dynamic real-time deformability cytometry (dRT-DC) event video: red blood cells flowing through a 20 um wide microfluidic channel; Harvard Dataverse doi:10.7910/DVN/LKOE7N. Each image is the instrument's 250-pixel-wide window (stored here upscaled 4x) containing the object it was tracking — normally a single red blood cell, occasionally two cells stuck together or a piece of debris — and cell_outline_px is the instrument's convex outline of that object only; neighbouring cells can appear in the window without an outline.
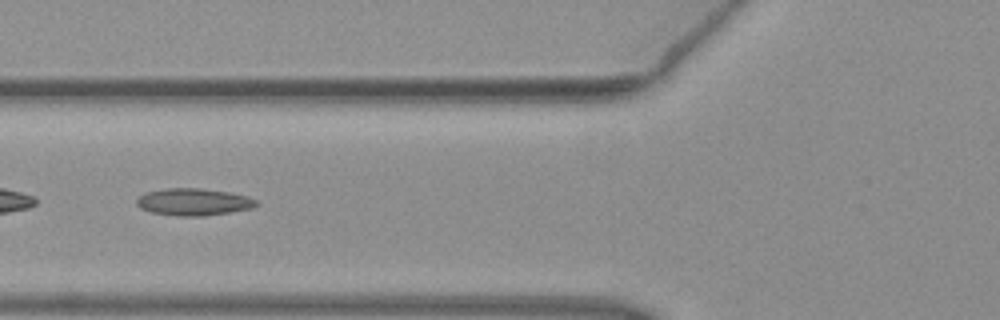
{"species": "common noctule bat (a hibernating species)", "species_latin": "Nyctalus noctula", "temperature_condition": "warm", "stored_images_in_passage": 6, "camera_frame_rate_fps": 3000, "um_per_image_px": 0.085, "animal": {"sex": "female", "body_mass_g": 19.3, "forearm_length_mm": 54.1}, "frame": {"image": 1, "passage_image": 6, "time_ms": 1.667, "image_size_px": [1000, 320], "cell_outline_px": [[260, 204], [252, 208], [232, 212], [204, 216], [176, 216], [152, 212], [140, 208], [136, 204], [136, 200], [144, 192], [164, 188], [200, 188], [228, 192], [248, 196], [256, 200]], "centroid_in_image_um": [16.46, 17.16], "position_along_channel_um": 109.3, "area_um2": 19.07}}